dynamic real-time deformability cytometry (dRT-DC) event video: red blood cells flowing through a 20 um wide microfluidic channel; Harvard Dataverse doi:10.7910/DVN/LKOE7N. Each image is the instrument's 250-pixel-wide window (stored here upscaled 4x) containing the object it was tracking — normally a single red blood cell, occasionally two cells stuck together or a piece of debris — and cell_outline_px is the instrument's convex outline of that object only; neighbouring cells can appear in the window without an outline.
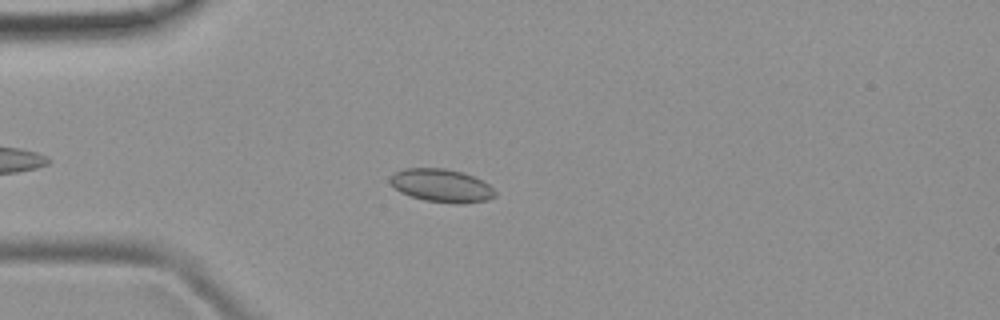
{"species": "common noctule bat (a hibernating species)", "species_latin": "Nyctalus noctula", "temperature_condition": "room temperature", "stored_images_in_passage": 33, "camera_frame_rate_fps": 3000, "um_per_image_px": 0.085, "animal": {"sex": "female", "body_mass_g": 19.9}, "frame": {"image": 1, "passage_image": 7, "time_ms": 2.0, "image_size_px": [1000, 320], "cell_outline_px": [[496, 196], [488, 200], [464, 204], [456, 204], [424, 200], [400, 192], [388, 180], [392, 172], [404, 168], [444, 168], [464, 172], [488, 184], [496, 192]], "centroid_in_image_um": [37.52, 15.77], "position_along_channel_um": 47.5, "area_um2": 20.4}}
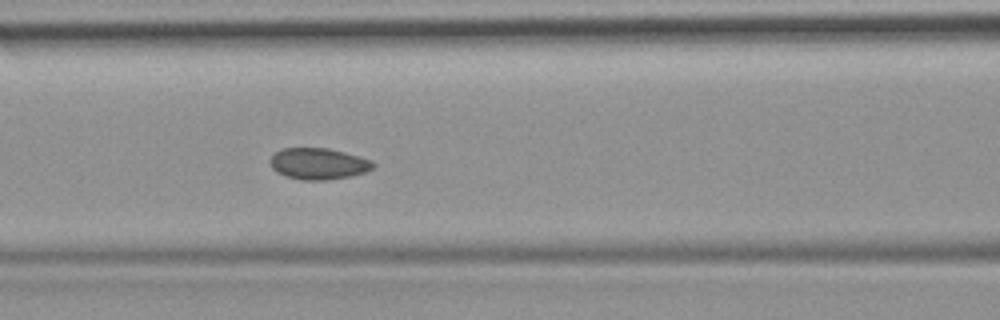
{"frame": {"image": 2, "passage_image": 15, "time_ms": 4.667, "image_size_px": [1000, 320], "cell_outline_px": [[376, 164], [368, 172], [352, 176], [328, 180], [300, 180], [284, 176], [276, 172], [272, 168], [268, 160], [280, 148], [328, 148], [344, 152], [372, 160]], "centroid_in_image_um": [27.06, 13.93], "position_along_channel_um": 139.5, "area_um2": 19.13}}
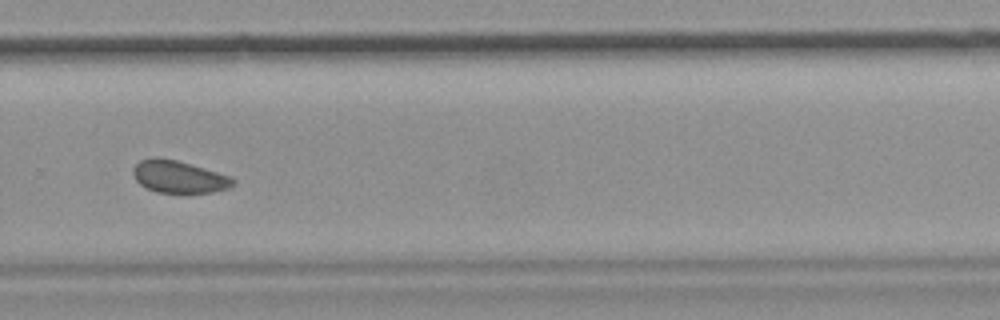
{"frame": {"image": 3, "passage_image": 28, "time_ms": 9.0, "image_size_px": [1000, 320], "cell_outline_px": [[236, 184], [228, 188], [212, 192], [180, 196], [156, 192], [140, 184], [136, 180], [132, 172], [132, 168], [140, 160], [152, 156], [160, 156], [176, 160], [232, 176], [236, 180]], "centroid_in_image_um": [15.21, 15.06], "position_along_channel_um": 314.6, "area_um2": 19.71}}